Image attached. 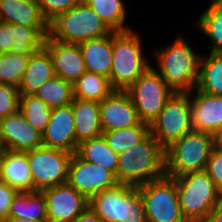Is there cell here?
Listing matches in <instances>:
<instances>
[{
    "label": "cell",
    "mask_w": 222,
    "mask_h": 222,
    "mask_svg": "<svg viewBox=\"0 0 222 222\" xmlns=\"http://www.w3.org/2000/svg\"><path fill=\"white\" fill-rule=\"evenodd\" d=\"M15 42L12 24L0 21V54L10 52Z\"/></svg>",
    "instance_id": "39"
},
{
    "label": "cell",
    "mask_w": 222,
    "mask_h": 222,
    "mask_svg": "<svg viewBox=\"0 0 222 222\" xmlns=\"http://www.w3.org/2000/svg\"><path fill=\"white\" fill-rule=\"evenodd\" d=\"M214 3H222V0H211Z\"/></svg>",
    "instance_id": "44"
},
{
    "label": "cell",
    "mask_w": 222,
    "mask_h": 222,
    "mask_svg": "<svg viewBox=\"0 0 222 222\" xmlns=\"http://www.w3.org/2000/svg\"><path fill=\"white\" fill-rule=\"evenodd\" d=\"M197 22L198 28L212 41L210 53H222V3L211 2Z\"/></svg>",
    "instance_id": "32"
},
{
    "label": "cell",
    "mask_w": 222,
    "mask_h": 222,
    "mask_svg": "<svg viewBox=\"0 0 222 222\" xmlns=\"http://www.w3.org/2000/svg\"><path fill=\"white\" fill-rule=\"evenodd\" d=\"M86 70L110 78L112 68L113 32L79 43Z\"/></svg>",
    "instance_id": "20"
},
{
    "label": "cell",
    "mask_w": 222,
    "mask_h": 222,
    "mask_svg": "<svg viewBox=\"0 0 222 222\" xmlns=\"http://www.w3.org/2000/svg\"><path fill=\"white\" fill-rule=\"evenodd\" d=\"M213 150L212 134L190 131L165 149V175L171 178L204 171Z\"/></svg>",
    "instance_id": "5"
},
{
    "label": "cell",
    "mask_w": 222,
    "mask_h": 222,
    "mask_svg": "<svg viewBox=\"0 0 222 222\" xmlns=\"http://www.w3.org/2000/svg\"><path fill=\"white\" fill-rule=\"evenodd\" d=\"M42 145L76 153V134L71 104L53 108L49 122L42 133Z\"/></svg>",
    "instance_id": "16"
},
{
    "label": "cell",
    "mask_w": 222,
    "mask_h": 222,
    "mask_svg": "<svg viewBox=\"0 0 222 222\" xmlns=\"http://www.w3.org/2000/svg\"><path fill=\"white\" fill-rule=\"evenodd\" d=\"M8 218L48 221L47 205L42 191L17 192L10 205Z\"/></svg>",
    "instance_id": "25"
},
{
    "label": "cell",
    "mask_w": 222,
    "mask_h": 222,
    "mask_svg": "<svg viewBox=\"0 0 222 222\" xmlns=\"http://www.w3.org/2000/svg\"><path fill=\"white\" fill-rule=\"evenodd\" d=\"M44 48L49 52L55 75L74 83L87 70L79 44L63 43L48 35Z\"/></svg>",
    "instance_id": "17"
},
{
    "label": "cell",
    "mask_w": 222,
    "mask_h": 222,
    "mask_svg": "<svg viewBox=\"0 0 222 222\" xmlns=\"http://www.w3.org/2000/svg\"><path fill=\"white\" fill-rule=\"evenodd\" d=\"M180 208L187 222H203L222 200V193L204 171L175 177Z\"/></svg>",
    "instance_id": "3"
},
{
    "label": "cell",
    "mask_w": 222,
    "mask_h": 222,
    "mask_svg": "<svg viewBox=\"0 0 222 222\" xmlns=\"http://www.w3.org/2000/svg\"><path fill=\"white\" fill-rule=\"evenodd\" d=\"M73 153L40 146L27 151L31 176L36 191L67 182Z\"/></svg>",
    "instance_id": "11"
},
{
    "label": "cell",
    "mask_w": 222,
    "mask_h": 222,
    "mask_svg": "<svg viewBox=\"0 0 222 222\" xmlns=\"http://www.w3.org/2000/svg\"><path fill=\"white\" fill-rule=\"evenodd\" d=\"M213 148L222 151V126L219 127L213 134Z\"/></svg>",
    "instance_id": "42"
},
{
    "label": "cell",
    "mask_w": 222,
    "mask_h": 222,
    "mask_svg": "<svg viewBox=\"0 0 222 222\" xmlns=\"http://www.w3.org/2000/svg\"><path fill=\"white\" fill-rule=\"evenodd\" d=\"M76 154L84 161L110 170L117 178L118 154L107 145L103 134L78 144Z\"/></svg>",
    "instance_id": "24"
},
{
    "label": "cell",
    "mask_w": 222,
    "mask_h": 222,
    "mask_svg": "<svg viewBox=\"0 0 222 222\" xmlns=\"http://www.w3.org/2000/svg\"><path fill=\"white\" fill-rule=\"evenodd\" d=\"M137 187L147 222H187L180 208L175 178L165 175Z\"/></svg>",
    "instance_id": "8"
},
{
    "label": "cell",
    "mask_w": 222,
    "mask_h": 222,
    "mask_svg": "<svg viewBox=\"0 0 222 222\" xmlns=\"http://www.w3.org/2000/svg\"><path fill=\"white\" fill-rule=\"evenodd\" d=\"M51 108L35 95H20L19 111L40 134L49 122Z\"/></svg>",
    "instance_id": "33"
},
{
    "label": "cell",
    "mask_w": 222,
    "mask_h": 222,
    "mask_svg": "<svg viewBox=\"0 0 222 222\" xmlns=\"http://www.w3.org/2000/svg\"><path fill=\"white\" fill-rule=\"evenodd\" d=\"M125 91L130 96L140 121L149 125L175 93L152 66Z\"/></svg>",
    "instance_id": "9"
},
{
    "label": "cell",
    "mask_w": 222,
    "mask_h": 222,
    "mask_svg": "<svg viewBox=\"0 0 222 222\" xmlns=\"http://www.w3.org/2000/svg\"><path fill=\"white\" fill-rule=\"evenodd\" d=\"M20 93L12 85L0 83V119L19 110Z\"/></svg>",
    "instance_id": "35"
},
{
    "label": "cell",
    "mask_w": 222,
    "mask_h": 222,
    "mask_svg": "<svg viewBox=\"0 0 222 222\" xmlns=\"http://www.w3.org/2000/svg\"><path fill=\"white\" fill-rule=\"evenodd\" d=\"M100 104V124L103 132L138 125L137 110L125 90H114Z\"/></svg>",
    "instance_id": "15"
},
{
    "label": "cell",
    "mask_w": 222,
    "mask_h": 222,
    "mask_svg": "<svg viewBox=\"0 0 222 222\" xmlns=\"http://www.w3.org/2000/svg\"><path fill=\"white\" fill-rule=\"evenodd\" d=\"M189 95L175 92L150 125V133L164 149L192 131Z\"/></svg>",
    "instance_id": "10"
},
{
    "label": "cell",
    "mask_w": 222,
    "mask_h": 222,
    "mask_svg": "<svg viewBox=\"0 0 222 222\" xmlns=\"http://www.w3.org/2000/svg\"><path fill=\"white\" fill-rule=\"evenodd\" d=\"M150 133V125L140 122L138 125L124 129L103 132L107 145L116 153L121 154L133 148Z\"/></svg>",
    "instance_id": "30"
},
{
    "label": "cell",
    "mask_w": 222,
    "mask_h": 222,
    "mask_svg": "<svg viewBox=\"0 0 222 222\" xmlns=\"http://www.w3.org/2000/svg\"><path fill=\"white\" fill-rule=\"evenodd\" d=\"M46 200L48 222H73L89 207V199L68 182L42 190Z\"/></svg>",
    "instance_id": "13"
},
{
    "label": "cell",
    "mask_w": 222,
    "mask_h": 222,
    "mask_svg": "<svg viewBox=\"0 0 222 222\" xmlns=\"http://www.w3.org/2000/svg\"><path fill=\"white\" fill-rule=\"evenodd\" d=\"M73 110L76 145L103 134L100 124V104L97 101L74 98Z\"/></svg>",
    "instance_id": "21"
},
{
    "label": "cell",
    "mask_w": 222,
    "mask_h": 222,
    "mask_svg": "<svg viewBox=\"0 0 222 222\" xmlns=\"http://www.w3.org/2000/svg\"><path fill=\"white\" fill-rule=\"evenodd\" d=\"M158 73L177 93L192 92L198 81L201 56L195 54L184 38L179 36L166 48L155 52Z\"/></svg>",
    "instance_id": "2"
},
{
    "label": "cell",
    "mask_w": 222,
    "mask_h": 222,
    "mask_svg": "<svg viewBox=\"0 0 222 222\" xmlns=\"http://www.w3.org/2000/svg\"><path fill=\"white\" fill-rule=\"evenodd\" d=\"M191 102L192 130L213 134L222 126V96L196 90Z\"/></svg>",
    "instance_id": "18"
},
{
    "label": "cell",
    "mask_w": 222,
    "mask_h": 222,
    "mask_svg": "<svg viewBox=\"0 0 222 222\" xmlns=\"http://www.w3.org/2000/svg\"><path fill=\"white\" fill-rule=\"evenodd\" d=\"M0 21L32 27H50L36 0H0Z\"/></svg>",
    "instance_id": "22"
},
{
    "label": "cell",
    "mask_w": 222,
    "mask_h": 222,
    "mask_svg": "<svg viewBox=\"0 0 222 222\" xmlns=\"http://www.w3.org/2000/svg\"><path fill=\"white\" fill-rule=\"evenodd\" d=\"M73 222H102V220L92 208L88 207Z\"/></svg>",
    "instance_id": "40"
},
{
    "label": "cell",
    "mask_w": 222,
    "mask_h": 222,
    "mask_svg": "<svg viewBox=\"0 0 222 222\" xmlns=\"http://www.w3.org/2000/svg\"><path fill=\"white\" fill-rule=\"evenodd\" d=\"M15 42L10 52L16 54H32L44 47L46 37L49 35L50 27H32L20 24H12Z\"/></svg>",
    "instance_id": "28"
},
{
    "label": "cell",
    "mask_w": 222,
    "mask_h": 222,
    "mask_svg": "<svg viewBox=\"0 0 222 222\" xmlns=\"http://www.w3.org/2000/svg\"><path fill=\"white\" fill-rule=\"evenodd\" d=\"M140 37L133 30L113 31L110 83L115 90H126L150 66L142 54Z\"/></svg>",
    "instance_id": "4"
},
{
    "label": "cell",
    "mask_w": 222,
    "mask_h": 222,
    "mask_svg": "<svg viewBox=\"0 0 222 222\" xmlns=\"http://www.w3.org/2000/svg\"><path fill=\"white\" fill-rule=\"evenodd\" d=\"M0 180H1V156H0Z\"/></svg>",
    "instance_id": "45"
},
{
    "label": "cell",
    "mask_w": 222,
    "mask_h": 222,
    "mask_svg": "<svg viewBox=\"0 0 222 222\" xmlns=\"http://www.w3.org/2000/svg\"><path fill=\"white\" fill-rule=\"evenodd\" d=\"M1 181L17 192H35L26 152L3 149L1 154Z\"/></svg>",
    "instance_id": "19"
},
{
    "label": "cell",
    "mask_w": 222,
    "mask_h": 222,
    "mask_svg": "<svg viewBox=\"0 0 222 222\" xmlns=\"http://www.w3.org/2000/svg\"><path fill=\"white\" fill-rule=\"evenodd\" d=\"M44 18L50 24L60 14L69 11L82 0H36Z\"/></svg>",
    "instance_id": "36"
},
{
    "label": "cell",
    "mask_w": 222,
    "mask_h": 222,
    "mask_svg": "<svg viewBox=\"0 0 222 222\" xmlns=\"http://www.w3.org/2000/svg\"><path fill=\"white\" fill-rule=\"evenodd\" d=\"M34 95L51 109L66 106L74 99L73 84L56 75L41 85Z\"/></svg>",
    "instance_id": "29"
},
{
    "label": "cell",
    "mask_w": 222,
    "mask_h": 222,
    "mask_svg": "<svg viewBox=\"0 0 222 222\" xmlns=\"http://www.w3.org/2000/svg\"><path fill=\"white\" fill-rule=\"evenodd\" d=\"M113 31L83 1L60 14L50 23L49 35L63 43L79 44L83 41L109 35Z\"/></svg>",
    "instance_id": "7"
},
{
    "label": "cell",
    "mask_w": 222,
    "mask_h": 222,
    "mask_svg": "<svg viewBox=\"0 0 222 222\" xmlns=\"http://www.w3.org/2000/svg\"><path fill=\"white\" fill-rule=\"evenodd\" d=\"M0 143L2 149L26 152L42 146V134L18 110L0 119Z\"/></svg>",
    "instance_id": "14"
},
{
    "label": "cell",
    "mask_w": 222,
    "mask_h": 222,
    "mask_svg": "<svg viewBox=\"0 0 222 222\" xmlns=\"http://www.w3.org/2000/svg\"><path fill=\"white\" fill-rule=\"evenodd\" d=\"M195 90L222 96V53H210L207 58H200Z\"/></svg>",
    "instance_id": "26"
},
{
    "label": "cell",
    "mask_w": 222,
    "mask_h": 222,
    "mask_svg": "<svg viewBox=\"0 0 222 222\" xmlns=\"http://www.w3.org/2000/svg\"><path fill=\"white\" fill-rule=\"evenodd\" d=\"M54 76L49 52L44 47L33 52L18 88L20 95H34L41 85Z\"/></svg>",
    "instance_id": "23"
},
{
    "label": "cell",
    "mask_w": 222,
    "mask_h": 222,
    "mask_svg": "<svg viewBox=\"0 0 222 222\" xmlns=\"http://www.w3.org/2000/svg\"><path fill=\"white\" fill-rule=\"evenodd\" d=\"M85 2L112 31L130 30L124 26L126 18L122 0H82Z\"/></svg>",
    "instance_id": "31"
},
{
    "label": "cell",
    "mask_w": 222,
    "mask_h": 222,
    "mask_svg": "<svg viewBox=\"0 0 222 222\" xmlns=\"http://www.w3.org/2000/svg\"><path fill=\"white\" fill-rule=\"evenodd\" d=\"M2 150H3V149H2V146H1V143H0V154H1Z\"/></svg>",
    "instance_id": "46"
},
{
    "label": "cell",
    "mask_w": 222,
    "mask_h": 222,
    "mask_svg": "<svg viewBox=\"0 0 222 222\" xmlns=\"http://www.w3.org/2000/svg\"><path fill=\"white\" fill-rule=\"evenodd\" d=\"M102 222H147L145 209L137 186L118 184L89 199Z\"/></svg>",
    "instance_id": "6"
},
{
    "label": "cell",
    "mask_w": 222,
    "mask_h": 222,
    "mask_svg": "<svg viewBox=\"0 0 222 222\" xmlns=\"http://www.w3.org/2000/svg\"><path fill=\"white\" fill-rule=\"evenodd\" d=\"M165 176V149L149 133L133 148L118 155L119 184L139 186Z\"/></svg>",
    "instance_id": "1"
},
{
    "label": "cell",
    "mask_w": 222,
    "mask_h": 222,
    "mask_svg": "<svg viewBox=\"0 0 222 222\" xmlns=\"http://www.w3.org/2000/svg\"><path fill=\"white\" fill-rule=\"evenodd\" d=\"M4 222H48V221L30 220L26 218H8L4 220Z\"/></svg>",
    "instance_id": "43"
},
{
    "label": "cell",
    "mask_w": 222,
    "mask_h": 222,
    "mask_svg": "<svg viewBox=\"0 0 222 222\" xmlns=\"http://www.w3.org/2000/svg\"><path fill=\"white\" fill-rule=\"evenodd\" d=\"M115 89L106 76L86 71L73 83L74 98L101 102Z\"/></svg>",
    "instance_id": "27"
},
{
    "label": "cell",
    "mask_w": 222,
    "mask_h": 222,
    "mask_svg": "<svg viewBox=\"0 0 222 222\" xmlns=\"http://www.w3.org/2000/svg\"><path fill=\"white\" fill-rule=\"evenodd\" d=\"M67 182L88 199L119 184L113 172L84 161L76 153H73L70 161Z\"/></svg>",
    "instance_id": "12"
},
{
    "label": "cell",
    "mask_w": 222,
    "mask_h": 222,
    "mask_svg": "<svg viewBox=\"0 0 222 222\" xmlns=\"http://www.w3.org/2000/svg\"><path fill=\"white\" fill-rule=\"evenodd\" d=\"M17 191L7 185L4 181L0 180V218L3 220L8 219L10 205L13 197Z\"/></svg>",
    "instance_id": "38"
},
{
    "label": "cell",
    "mask_w": 222,
    "mask_h": 222,
    "mask_svg": "<svg viewBox=\"0 0 222 222\" xmlns=\"http://www.w3.org/2000/svg\"><path fill=\"white\" fill-rule=\"evenodd\" d=\"M31 54H0V83L19 88Z\"/></svg>",
    "instance_id": "34"
},
{
    "label": "cell",
    "mask_w": 222,
    "mask_h": 222,
    "mask_svg": "<svg viewBox=\"0 0 222 222\" xmlns=\"http://www.w3.org/2000/svg\"><path fill=\"white\" fill-rule=\"evenodd\" d=\"M203 222H222V200L213 208Z\"/></svg>",
    "instance_id": "41"
},
{
    "label": "cell",
    "mask_w": 222,
    "mask_h": 222,
    "mask_svg": "<svg viewBox=\"0 0 222 222\" xmlns=\"http://www.w3.org/2000/svg\"><path fill=\"white\" fill-rule=\"evenodd\" d=\"M205 171L213 180L216 188L222 193V151L213 148Z\"/></svg>",
    "instance_id": "37"
}]
</instances>
